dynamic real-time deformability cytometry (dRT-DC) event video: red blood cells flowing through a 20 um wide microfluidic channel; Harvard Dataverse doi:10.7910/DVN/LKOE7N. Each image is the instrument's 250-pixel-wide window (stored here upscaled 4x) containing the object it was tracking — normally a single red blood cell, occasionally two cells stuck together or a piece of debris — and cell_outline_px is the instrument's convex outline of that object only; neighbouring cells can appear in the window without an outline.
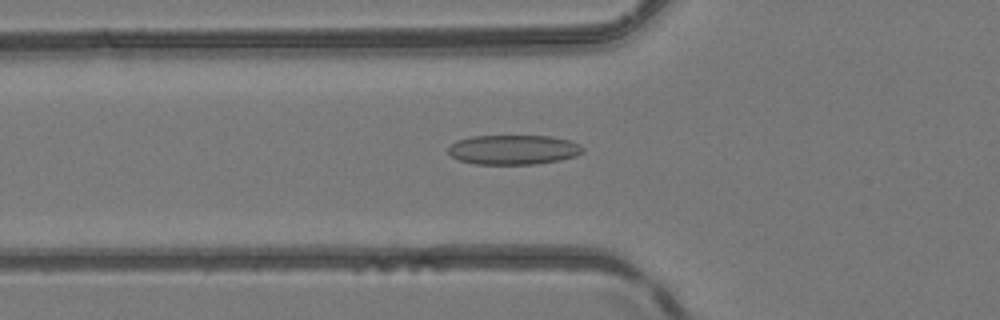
{"species": "common noctule bat (a hibernating species)", "species_latin": "Nyctalus noctula", "temperature_condition": "room temperature", "stored_images_in_passage": 5, "camera_frame_rate_fps": 3000, "um_per_image_px": 0.085, "animal": {"sex": "female", "body_mass_g": 24.6, "forearm_length_mm": 56.2}, "frame": {"image": 1, "passage_image": 5, "time_ms": 5.667, "image_size_px": [1000, 320], "cell_outline_px": [[584, 152], [576, 156], [560, 160], [536, 164], [476, 164], [460, 160], [452, 156], [448, 152], [448, 148], [456, 140], [472, 136], [548, 136], [568, 140], [580, 144], [584, 148]], "centroid_in_image_um": [43.66, 12.72], "position_along_channel_um": 82.1, "area_um2": 23.24}}